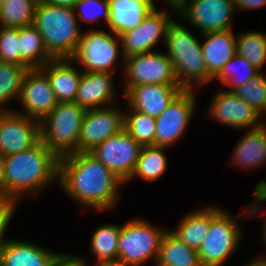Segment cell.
<instances>
[{"instance_id":"6da1fadb","label":"cell","mask_w":266,"mask_h":266,"mask_svg":"<svg viewBox=\"0 0 266 266\" xmlns=\"http://www.w3.org/2000/svg\"><path fill=\"white\" fill-rule=\"evenodd\" d=\"M123 184L90 152H77L59 159L57 185L79 206L96 212L113 210Z\"/></svg>"},{"instance_id":"7a4b0ae2","label":"cell","mask_w":266,"mask_h":266,"mask_svg":"<svg viewBox=\"0 0 266 266\" xmlns=\"http://www.w3.org/2000/svg\"><path fill=\"white\" fill-rule=\"evenodd\" d=\"M4 164L2 194L16 202L58 182L59 158L41 140L30 149L5 156Z\"/></svg>"},{"instance_id":"3957f363","label":"cell","mask_w":266,"mask_h":266,"mask_svg":"<svg viewBox=\"0 0 266 266\" xmlns=\"http://www.w3.org/2000/svg\"><path fill=\"white\" fill-rule=\"evenodd\" d=\"M33 25L39 31L45 49L54 59L71 58L74 55L82 31L73 8L39 0Z\"/></svg>"},{"instance_id":"277c9868","label":"cell","mask_w":266,"mask_h":266,"mask_svg":"<svg viewBox=\"0 0 266 266\" xmlns=\"http://www.w3.org/2000/svg\"><path fill=\"white\" fill-rule=\"evenodd\" d=\"M165 53L172 60L179 85L184 90L207 85V69L203 58L202 42L176 19L169 22Z\"/></svg>"},{"instance_id":"5b68a950","label":"cell","mask_w":266,"mask_h":266,"mask_svg":"<svg viewBox=\"0 0 266 266\" xmlns=\"http://www.w3.org/2000/svg\"><path fill=\"white\" fill-rule=\"evenodd\" d=\"M86 109L75 102H58L40 122L41 141L60 159L78 152Z\"/></svg>"},{"instance_id":"8992f818","label":"cell","mask_w":266,"mask_h":266,"mask_svg":"<svg viewBox=\"0 0 266 266\" xmlns=\"http://www.w3.org/2000/svg\"><path fill=\"white\" fill-rule=\"evenodd\" d=\"M231 214L221 206H210V228L197 251L202 266H223L240 245L243 234L237 219L243 214Z\"/></svg>"},{"instance_id":"52a82bcc","label":"cell","mask_w":266,"mask_h":266,"mask_svg":"<svg viewBox=\"0 0 266 266\" xmlns=\"http://www.w3.org/2000/svg\"><path fill=\"white\" fill-rule=\"evenodd\" d=\"M139 217L121 226L118 238V261L121 266H143L148 261L155 264L165 228ZM143 264V265H142Z\"/></svg>"},{"instance_id":"ba28073f","label":"cell","mask_w":266,"mask_h":266,"mask_svg":"<svg viewBox=\"0 0 266 266\" xmlns=\"http://www.w3.org/2000/svg\"><path fill=\"white\" fill-rule=\"evenodd\" d=\"M105 32L102 29H90L80 36L77 49L71 57L73 64L82 66L85 72H110L115 73V65L120 62L124 67L121 38L111 30ZM121 53V54H120ZM120 54V55H119ZM122 55V56H121Z\"/></svg>"},{"instance_id":"9c48e42d","label":"cell","mask_w":266,"mask_h":266,"mask_svg":"<svg viewBox=\"0 0 266 266\" xmlns=\"http://www.w3.org/2000/svg\"><path fill=\"white\" fill-rule=\"evenodd\" d=\"M123 94L143 84L179 85L172 60L163 52H146L124 59Z\"/></svg>"},{"instance_id":"30bf717a","label":"cell","mask_w":266,"mask_h":266,"mask_svg":"<svg viewBox=\"0 0 266 266\" xmlns=\"http://www.w3.org/2000/svg\"><path fill=\"white\" fill-rule=\"evenodd\" d=\"M236 12L234 0H187L177 9L176 15L206 34L232 29Z\"/></svg>"},{"instance_id":"8fae6325","label":"cell","mask_w":266,"mask_h":266,"mask_svg":"<svg viewBox=\"0 0 266 266\" xmlns=\"http://www.w3.org/2000/svg\"><path fill=\"white\" fill-rule=\"evenodd\" d=\"M142 147L123 129L97 145L90 153L126 185L135 169Z\"/></svg>"},{"instance_id":"7c38bea8","label":"cell","mask_w":266,"mask_h":266,"mask_svg":"<svg viewBox=\"0 0 266 266\" xmlns=\"http://www.w3.org/2000/svg\"><path fill=\"white\" fill-rule=\"evenodd\" d=\"M177 13V9L168 7V9H157L155 7L137 27L130 29L120 35L121 51L123 56L129 57L136 54L152 52L158 42L165 44L166 33L172 15Z\"/></svg>"},{"instance_id":"4fadbf2b","label":"cell","mask_w":266,"mask_h":266,"mask_svg":"<svg viewBox=\"0 0 266 266\" xmlns=\"http://www.w3.org/2000/svg\"><path fill=\"white\" fill-rule=\"evenodd\" d=\"M195 90H183L156 120L155 146L170 147L184 136L196 110Z\"/></svg>"},{"instance_id":"5bb4252c","label":"cell","mask_w":266,"mask_h":266,"mask_svg":"<svg viewBox=\"0 0 266 266\" xmlns=\"http://www.w3.org/2000/svg\"><path fill=\"white\" fill-rule=\"evenodd\" d=\"M211 99L207 114L219 124L235 129H254L265 122L258 112L234 92L219 89Z\"/></svg>"},{"instance_id":"9a60e30c","label":"cell","mask_w":266,"mask_h":266,"mask_svg":"<svg viewBox=\"0 0 266 266\" xmlns=\"http://www.w3.org/2000/svg\"><path fill=\"white\" fill-rule=\"evenodd\" d=\"M41 140L40 122L13 110L0 111V154L30 149Z\"/></svg>"},{"instance_id":"2e32d148","label":"cell","mask_w":266,"mask_h":266,"mask_svg":"<svg viewBox=\"0 0 266 266\" xmlns=\"http://www.w3.org/2000/svg\"><path fill=\"white\" fill-rule=\"evenodd\" d=\"M110 105L86 111L78 139V152H90L124 129V110Z\"/></svg>"},{"instance_id":"e0dca14e","label":"cell","mask_w":266,"mask_h":266,"mask_svg":"<svg viewBox=\"0 0 266 266\" xmlns=\"http://www.w3.org/2000/svg\"><path fill=\"white\" fill-rule=\"evenodd\" d=\"M19 102L23 111H15L41 122L58 104L47 76L40 69H29L22 81Z\"/></svg>"},{"instance_id":"ac0fdd59","label":"cell","mask_w":266,"mask_h":266,"mask_svg":"<svg viewBox=\"0 0 266 266\" xmlns=\"http://www.w3.org/2000/svg\"><path fill=\"white\" fill-rule=\"evenodd\" d=\"M183 90L180 85L143 84L131 87L123 97L130 109L157 118Z\"/></svg>"},{"instance_id":"d6986e66","label":"cell","mask_w":266,"mask_h":266,"mask_svg":"<svg viewBox=\"0 0 266 266\" xmlns=\"http://www.w3.org/2000/svg\"><path fill=\"white\" fill-rule=\"evenodd\" d=\"M110 72H82L75 103L86 110L110 106L118 95Z\"/></svg>"},{"instance_id":"ffe728a7","label":"cell","mask_w":266,"mask_h":266,"mask_svg":"<svg viewBox=\"0 0 266 266\" xmlns=\"http://www.w3.org/2000/svg\"><path fill=\"white\" fill-rule=\"evenodd\" d=\"M58 254L33 242L10 238L0 246V266H51Z\"/></svg>"},{"instance_id":"44dd1931","label":"cell","mask_w":266,"mask_h":266,"mask_svg":"<svg viewBox=\"0 0 266 266\" xmlns=\"http://www.w3.org/2000/svg\"><path fill=\"white\" fill-rule=\"evenodd\" d=\"M203 58L207 69V85L236 54L237 34L233 29L203 34Z\"/></svg>"},{"instance_id":"7402d4cb","label":"cell","mask_w":266,"mask_h":266,"mask_svg":"<svg viewBox=\"0 0 266 266\" xmlns=\"http://www.w3.org/2000/svg\"><path fill=\"white\" fill-rule=\"evenodd\" d=\"M72 63L71 58L53 59L40 68L47 76L58 102L75 101L83 71Z\"/></svg>"},{"instance_id":"603a6c76","label":"cell","mask_w":266,"mask_h":266,"mask_svg":"<svg viewBox=\"0 0 266 266\" xmlns=\"http://www.w3.org/2000/svg\"><path fill=\"white\" fill-rule=\"evenodd\" d=\"M231 154L232 165L244 170L266 165V122L247 129Z\"/></svg>"},{"instance_id":"cb8c5ba5","label":"cell","mask_w":266,"mask_h":266,"mask_svg":"<svg viewBox=\"0 0 266 266\" xmlns=\"http://www.w3.org/2000/svg\"><path fill=\"white\" fill-rule=\"evenodd\" d=\"M110 20L108 28L113 33H122L137 27L156 7L154 0H108Z\"/></svg>"},{"instance_id":"d4e9b609","label":"cell","mask_w":266,"mask_h":266,"mask_svg":"<svg viewBox=\"0 0 266 266\" xmlns=\"http://www.w3.org/2000/svg\"><path fill=\"white\" fill-rule=\"evenodd\" d=\"M210 228V205L196 207L170 230L185 245L198 251Z\"/></svg>"},{"instance_id":"484cf974","label":"cell","mask_w":266,"mask_h":266,"mask_svg":"<svg viewBox=\"0 0 266 266\" xmlns=\"http://www.w3.org/2000/svg\"><path fill=\"white\" fill-rule=\"evenodd\" d=\"M156 264L159 266H202L197 250L185 245L169 229H166L162 236Z\"/></svg>"},{"instance_id":"4316f807","label":"cell","mask_w":266,"mask_h":266,"mask_svg":"<svg viewBox=\"0 0 266 266\" xmlns=\"http://www.w3.org/2000/svg\"><path fill=\"white\" fill-rule=\"evenodd\" d=\"M20 41L21 66L40 69L54 58L47 52L43 39L32 24L18 28Z\"/></svg>"},{"instance_id":"83f0119b","label":"cell","mask_w":266,"mask_h":266,"mask_svg":"<svg viewBox=\"0 0 266 266\" xmlns=\"http://www.w3.org/2000/svg\"><path fill=\"white\" fill-rule=\"evenodd\" d=\"M166 146H143L135 169L126 182H130L136 177L147 183L156 182L167 170L168 158L165 155Z\"/></svg>"},{"instance_id":"f1b7e54d","label":"cell","mask_w":266,"mask_h":266,"mask_svg":"<svg viewBox=\"0 0 266 266\" xmlns=\"http://www.w3.org/2000/svg\"><path fill=\"white\" fill-rule=\"evenodd\" d=\"M120 232L121 226L114 223H106L96 228L90 242V250L96 264L117 263Z\"/></svg>"},{"instance_id":"f546056e","label":"cell","mask_w":266,"mask_h":266,"mask_svg":"<svg viewBox=\"0 0 266 266\" xmlns=\"http://www.w3.org/2000/svg\"><path fill=\"white\" fill-rule=\"evenodd\" d=\"M236 54L244 57L260 72L266 66V35L260 31L237 33Z\"/></svg>"},{"instance_id":"4dcf8cb0","label":"cell","mask_w":266,"mask_h":266,"mask_svg":"<svg viewBox=\"0 0 266 266\" xmlns=\"http://www.w3.org/2000/svg\"><path fill=\"white\" fill-rule=\"evenodd\" d=\"M259 73L260 71L246 58L235 54L212 80H218L222 86H227L230 89L227 91L233 92Z\"/></svg>"},{"instance_id":"1f68e13d","label":"cell","mask_w":266,"mask_h":266,"mask_svg":"<svg viewBox=\"0 0 266 266\" xmlns=\"http://www.w3.org/2000/svg\"><path fill=\"white\" fill-rule=\"evenodd\" d=\"M39 0H7L0 5V27L20 28L33 24Z\"/></svg>"},{"instance_id":"d6a6232c","label":"cell","mask_w":266,"mask_h":266,"mask_svg":"<svg viewBox=\"0 0 266 266\" xmlns=\"http://www.w3.org/2000/svg\"><path fill=\"white\" fill-rule=\"evenodd\" d=\"M29 69L13 63L0 62V111L11 110L6 104L20 98L22 81Z\"/></svg>"},{"instance_id":"836d02e7","label":"cell","mask_w":266,"mask_h":266,"mask_svg":"<svg viewBox=\"0 0 266 266\" xmlns=\"http://www.w3.org/2000/svg\"><path fill=\"white\" fill-rule=\"evenodd\" d=\"M124 111V129L142 146L155 145L156 120L147 114L130 109Z\"/></svg>"},{"instance_id":"e575fe53","label":"cell","mask_w":266,"mask_h":266,"mask_svg":"<svg viewBox=\"0 0 266 266\" xmlns=\"http://www.w3.org/2000/svg\"><path fill=\"white\" fill-rule=\"evenodd\" d=\"M233 92L248 103L264 119V116H266V76L263 72L251 78Z\"/></svg>"},{"instance_id":"d590c367","label":"cell","mask_w":266,"mask_h":266,"mask_svg":"<svg viewBox=\"0 0 266 266\" xmlns=\"http://www.w3.org/2000/svg\"><path fill=\"white\" fill-rule=\"evenodd\" d=\"M73 9L80 27L82 24L80 22L97 24L100 18H103L104 24H106L108 28L110 20L108 0H77Z\"/></svg>"},{"instance_id":"8d00e7d4","label":"cell","mask_w":266,"mask_h":266,"mask_svg":"<svg viewBox=\"0 0 266 266\" xmlns=\"http://www.w3.org/2000/svg\"><path fill=\"white\" fill-rule=\"evenodd\" d=\"M0 62L21 66L18 28L0 27Z\"/></svg>"},{"instance_id":"74e56055","label":"cell","mask_w":266,"mask_h":266,"mask_svg":"<svg viewBox=\"0 0 266 266\" xmlns=\"http://www.w3.org/2000/svg\"><path fill=\"white\" fill-rule=\"evenodd\" d=\"M17 202L9 196L0 194V246L6 240L5 232L8 231L10 221L16 212Z\"/></svg>"},{"instance_id":"f35d334b","label":"cell","mask_w":266,"mask_h":266,"mask_svg":"<svg viewBox=\"0 0 266 266\" xmlns=\"http://www.w3.org/2000/svg\"><path fill=\"white\" fill-rule=\"evenodd\" d=\"M253 189H254L252 194V198L254 199V201L252 202L253 204L251 205L249 204V206H246L247 208L245 209V213L242 212L244 215L246 214L247 216L246 219L248 217L251 218L254 216H258L259 215L258 213L263 211L261 210L262 209L261 205L262 202L266 201V180H261L257 182V184Z\"/></svg>"},{"instance_id":"ab89813d","label":"cell","mask_w":266,"mask_h":266,"mask_svg":"<svg viewBox=\"0 0 266 266\" xmlns=\"http://www.w3.org/2000/svg\"><path fill=\"white\" fill-rule=\"evenodd\" d=\"M85 258L68 253L59 252L51 266H89Z\"/></svg>"},{"instance_id":"60d3db41","label":"cell","mask_w":266,"mask_h":266,"mask_svg":"<svg viewBox=\"0 0 266 266\" xmlns=\"http://www.w3.org/2000/svg\"><path fill=\"white\" fill-rule=\"evenodd\" d=\"M237 11H252L266 6V0H234Z\"/></svg>"},{"instance_id":"b9f144b4","label":"cell","mask_w":266,"mask_h":266,"mask_svg":"<svg viewBox=\"0 0 266 266\" xmlns=\"http://www.w3.org/2000/svg\"><path fill=\"white\" fill-rule=\"evenodd\" d=\"M51 4L73 8L77 0H45Z\"/></svg>"},{"instance_id":"7bdbcfd3","label":"cell","mask_w":266,"mask_h":266,"mask_svg":"<svg viewBox=\"0 0 266 266\" xmlns=\"http://www.w3.org/2000/svg\"><path fill=\"white\" fill-rule=\"evenodd\" d=\"M246 266H266V256H257L249 261Z\"/></svg>"},{"instance_id":"ee69618b","label":"cell","mask_w":266,"mask_h":266,"mask_svg":"<svg viewBox=\"0 0 266 266\" xmlns=\"http://www.w3.org/2000/svg\"><path fill=\"white\" fill-rule=\"evenodd\" d=\"M165 2L166 6L173 7L175 9H178L180 6H182L187 0H162Z\"/></svg>"},{"instance_id":"f6af8a7d","label":"cell","mask_w":266,"mask_h":266,"mask_svg":"<svg viewBox=\"0 0 266 266\" xmlns=\"http://www.w3.org/2000/svg\"><path fill=\"white\" fill-rule=\"evenodd\" d=\"M4 157L0 154V194H2V184L4 178Z\"/></svg>"},{"instance_id":"bcb514c9","label":"cell","mask_w":266,"mask_h":266,"mask_svg":"<svg viewBox=\"0 0 266 266\" xmlns=\"http://www.w3.org/2000/svg\"><path fill=\"white\" fill-rule=\"evenodd\" d=\"M266 215V214H265ZM264 215V220H263V224H262V241H263V243L266 245V216ZM264 256H266V255H264Z\"/></svg>"},{"instance_id":"7dc6e473","label":"cell","mask_w":266,"mask_h":266,"mask_svg":"<svg viewBox=\"0 0 266 266\" xmlns=\"http://www.w3.org/2000/svg\"><path fill=\"white\" fill-rule=\"evenodd\" d=\"M96 266H121L118 263H105V264H96Z\"/></svg>"},{"instance_id":"c3c4849f","label":"cell","mask_w":266,"mask_h":266,"mask_svg":"<svg viewBox=\"0 0 266 266\" xmlns=\"http://www.w3.org/2000/svg\"><path fill=\"white\" fill-rule=\"evenodd\" d=\"M4 1H7V0H0V5H1Z\"/></svg>"}]
</instances>
